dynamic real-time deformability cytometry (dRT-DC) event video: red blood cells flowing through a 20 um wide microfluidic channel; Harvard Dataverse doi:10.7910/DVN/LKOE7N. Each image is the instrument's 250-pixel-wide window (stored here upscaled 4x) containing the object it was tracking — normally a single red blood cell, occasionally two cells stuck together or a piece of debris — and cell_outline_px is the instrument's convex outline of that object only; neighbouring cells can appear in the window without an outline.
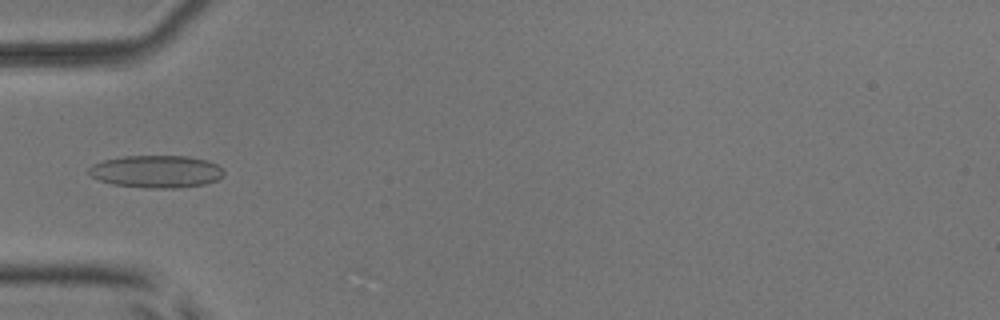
{"species": "common noctule bat (a hibernating species)", "species_latin": "Nyctalus noctula", "temperature_condition": "room temperature", "stored_images_in_passage": 5, "camera_frame_rate_fps": 3000, "um_per_image_px": 0.085, "animal": {"sex": "male", "body_mass_g": 17.9, "forearm_length_mm": 54.2}, "frame": {"image": 1, "passage_image": 5, "time_ms": 5.333, "image_size_px": [1000, 320], "cell_outline_px": [[224, 176], [216, 180], [204, 184], [176, 188], [152, 188], [112, 184], [100, 180], [92, 176], [88, 172], [88, 168], [92, 164], [104, 160], [124, 156], [188, 156], [204, 160], [216, 164], [224, 168]], "centroid_in_image_um": [13.3, 14.57], "position_along_channel_um": 71.7, "area_um2": 25.43}}